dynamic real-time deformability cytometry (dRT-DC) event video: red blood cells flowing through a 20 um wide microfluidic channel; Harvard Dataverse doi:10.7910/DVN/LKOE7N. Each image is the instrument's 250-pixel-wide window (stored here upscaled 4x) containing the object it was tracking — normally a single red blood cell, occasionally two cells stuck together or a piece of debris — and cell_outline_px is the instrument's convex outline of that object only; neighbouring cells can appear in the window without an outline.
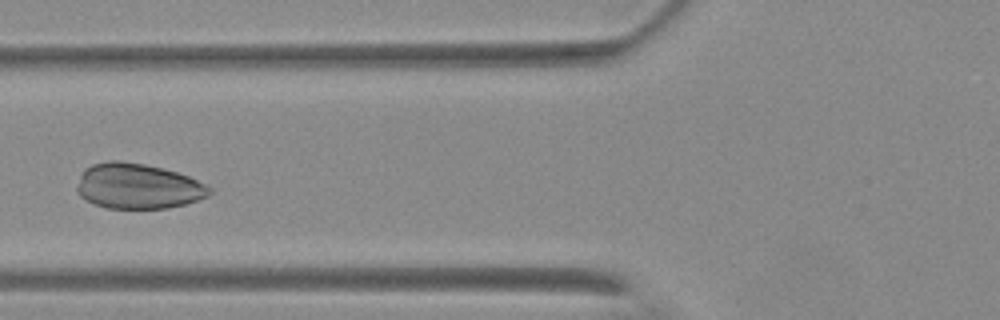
{"species": "Egyptian fruit bat (a non-hibernating species)", "species_latin": "Rousettus aegyptiacus", "temperature_condition": "warm", "stored_images_in_passage": 4, "camera_frame_rate_fps": 3000, "um_per_image_px": 0.085, "animal": {"sex": "female"}, "frame": {"image": 1, "passage_image": 4, "time_ms": 3.667, "image_size_px": [1000, 320], "cell_outline_px": [[212, 192], [208, 196], [184, 204], [168, 208], [104, 208], [92, 204], [80, 196], [76, 188], [80, 176], [84, 168], [92, 164], [108, 160], [120, 160], [144, 164], [176, 172], [188, 176], [212, 188]], "centroid_in_image_um": [11.68, 15.82], "position_along_channel_um": 114.1, "area_um2": 35.03}}